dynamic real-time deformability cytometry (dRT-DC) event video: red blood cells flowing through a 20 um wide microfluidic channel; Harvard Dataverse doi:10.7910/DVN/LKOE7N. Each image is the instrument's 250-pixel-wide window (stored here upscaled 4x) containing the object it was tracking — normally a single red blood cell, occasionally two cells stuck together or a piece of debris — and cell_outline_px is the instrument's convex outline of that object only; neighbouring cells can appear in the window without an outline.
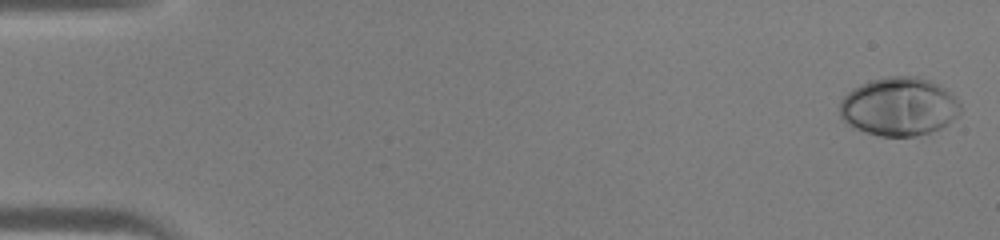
{"species": "human", "species_latin": "Homo sapiens", "temperature_condition": "warm", "stored_images_in_passage": 45, "camera_frame_rate_fps": 3000, "um_per_image_px": 0.085, "donor": {"sex": "male"}, "frame": {"image": 1, "passage_image": 1, "time_ms": 0.0, "image_size_px": [1000, 240], "cell_outline_px": [[960, 112], [948, 124], [940, 128], [916, 136], [880, 136], [864, 132], [852, 128], [840, 116], [840, 100], [852, 88], [860, 84], [872, 80], [888, 76], [916, 76], [932, 80], [940, 84], [960, 104]], "centroid_in_image_um": [76.38, 9.06], "position_along_channel_um": 8.6, "area_um2": 41.15}}
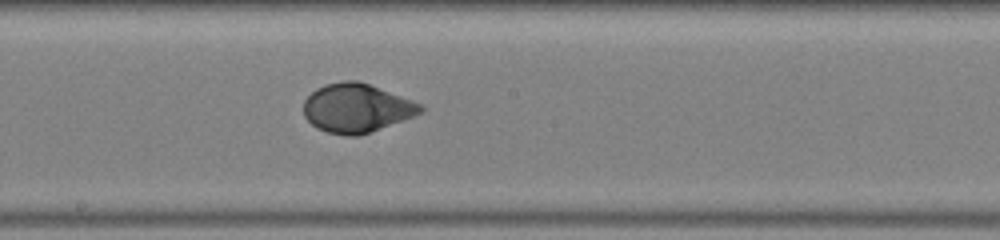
{"frame": {"image": 2, "passage_image": 25, "time_ms": 8.0, "image_size_px": [1000, 240], "cell_outline_px": [[424, 112], [416, 116], [360, 136], [344, 136], [328, 132], [316, 128], [304, 116], [304, 100], [316, 88], [324, 84], [344, 80], [356, 80], [368, 84], [424, 104]], "centroid_in_image_um": [30.34, 9.2], "position_along_channel_um": 217.9, "area_um2": 33.58}}
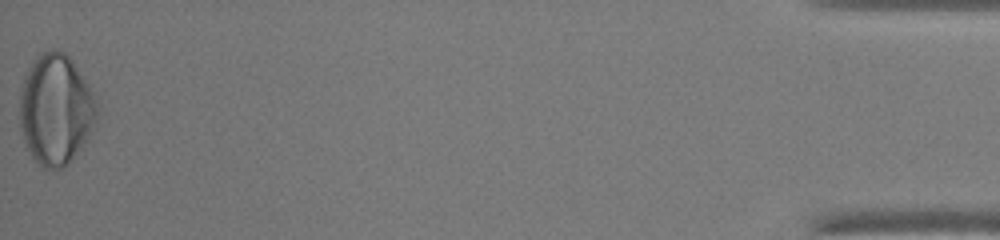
{"frame": {"image": 3, "passage_image": 45, "time_ms": 14.667, "image_size_px": [1000, 240], "cell_outline_px": [[100, 112], [88, 140], [68, 164], [60, 168], [44, 168], [32, 156], [24, 144], [20, 128], [20, 88], [24, 76], [32, 60], [40, 52], [56, 48], [64, 52], [72, 60], [84, 76], [96, 100]], "centroid_in_image_um": [4.75, 9.28], "position_along_channel_um": 430.5, "area_um2": 50.52}}